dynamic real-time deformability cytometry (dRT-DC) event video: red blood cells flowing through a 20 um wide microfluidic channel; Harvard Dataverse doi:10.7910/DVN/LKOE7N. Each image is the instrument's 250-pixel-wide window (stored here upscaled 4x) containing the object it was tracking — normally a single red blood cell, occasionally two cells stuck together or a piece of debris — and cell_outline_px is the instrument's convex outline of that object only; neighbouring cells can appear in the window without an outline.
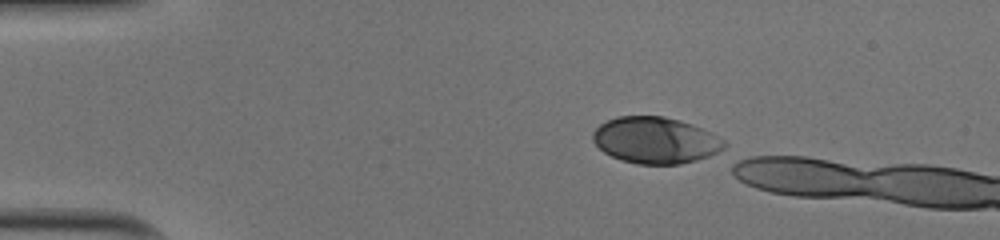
{"species": "human", "species_latin": "Homo sapiens", "temperature_condition": "cold", "stored_images_in_passage": 9, "camera_frame_rate_fps": 3000, "um_per_image_px": 0.085, "donor": {"sex": "male"}, "frame": {"image": 1, "passage_image": 1, "time_ms": 0.0, "image_size_px": [1000, 240], "cell_outline_px": [[728, 144], [724, 148], [708, 156], [696, 160], [680, 164], [636, 164], [612, 156], [604, 152], [592, 140], [592, 132], [600, 124], [608, 120], [620, 116], [664, 116], [680, 120], [692, 124], [712, 132], [724, 140]], "centroid_in_image_um": [55.72, 11.91], "position_along_channel_um": 29.3, "area_um2": 35.49}}